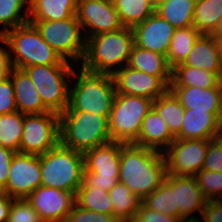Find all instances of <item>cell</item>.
<instances>
[{"instance_id":"cell-43","label":"cell","mask_w":222,"mask_h":222,"mask_svg":"<svg viewBox=\"0 0 222 222\" xmlns=\"http://www.w3.org/2000/svg\"><path fill=\"white\" fill-rule=\"evenodd\" d=\"M15 153L11 149L0 146V192L6 188L9 167Z\"/></svg>"},{"instance_id":"cell-42","label":"cell","mask_w":222,"mask_h":222,"mask_svg":"<svg viewBox=\"0 0 222 222\" xmlns=\"http://www.w3.org/2000/svg\"><path fill=\"white\" fill-rule=\"evenodd\" d=\"M131 222H181V219L168 214L156 212L141 202L139 209L135 213Z\"/></svg>"},{"instance_id":"cell-41","label":"cell","mask_w":222,"mask_h":222,"mask_svg":"<svg viewBox=\"0 0 222 222\" xmlns=\"http://www.w3.org/2000/svg\"><path fill=\"white\" fill-rule=\"evenodd\" d=\"M17 106L14 97L11 78L0 80V115L16 112Z\"/></svg>"},{"instance_id":"cell-39","label":"cell","mask_w":222,"mask_h":222,"mask_svg":"<svg viewBox=\"0 0 222 222\" xmlns=\"http://www.w3.org/2000/svg\"><path fill=\"white\" fill-rule=\"evenodd\" d=\"M65 222H120L109 214L93 212L79 207L76 203L66 217Z\"/></svg>"},{"instance_id":"cell-48","label":"cell","mask_w":222,"mask_h":222,"mask_svg":"<svg viewBox=\"0 0 222 222\" xmlns=\"http://www.w3.org/2000/svg\"><path fill=\"white\" fill-rule=\"evenodd\" d=\"M181 222H203L200 218L182 219Z\"/></svg>"},{"instance_id":"cell-21","label":"cell","mask_w":222,"mask_h":222,"mask_svg":"<svg viewBox=\"0 0 222 222\" xmlns=\"http://www.w3.org/2000/svg\"><path fill=\"white\" fill-rule=\"evenodd\" d=\"M184 65L202 68L217 74L222 79V49L213 35H200L183 62Z\"/></svg>"},{"instance_id":"cell-12","label":"cell","mask_w":222,"mask_h":222,"mask_svg":"<svg viewBox=\"0 0 222 222\" xmlns=\"http://www.w3.org/2000/svg\"><path fill=\"white\" fill-rule=\"evenodd\" d=\"M212 140L175 139L163 152L167 174L194 176L204 164L208 145Z\"/></svg>"},{"instance_id":"cell-49","label":"cell","mask_w":222,"mask_h":222,"mask_svg":"<svg viewBox=\"0 0 222 222\" xmlns=\"http://www.w3.org/2000/svg\"><path fill=\"white\" fill-rule=\"evenodd\" d=\"M219 41H220V45H221V49H222V38Z\"/></svg>"},{"instance_id":"cell-33","label":"cell","mask_w":222,"mask_h":222,"mask_svg":"<svg viewBox=\"0 0 222 222\" xmlns=\"http://www.w3.org/2000/svg\"><path fill=\"white\" fill-rule=\"evenodd\" d=\"M29 22V0H0V35Z\"/></svg>"},{"instance_id":"cell-2","label":"cell","mask_w":222,"mask_h":222,"mask_svg":"<svg viewBox=\"0 0 222 222\" xmlns=\"http://www.w3.org/2000/svg\"><path fill=\"white\" fill-rule=\"evenodd\" d=\"M133 45L132 28L127 27L88 37L80 66L92 73L113 75L127 65Z\"/></svg>"},{"instance_id":"cell-24","label":"cell","mask_w":222,"mask_h":222,"mask_svg":"<svg viewBox=\"0 0 222 222\" xmlns=\"http://www.w3.org/2000/svg\"><path fill=\"white\" fill-rule=\"evenodd\" d=\"M127 66L159 77L168 87L171 83V71L166 56L133 45Z\"/></svg>"},{"instance_id":"cell-30","label":"cell","mask_w":222,"mask_h":222,"mask_svg":"<svg viewBox=\"0 0 222 222\" xmlns=\"http://www.w3.org/2000/svg\"><path fill=\"white\" fill-rule=\"evenodd\" d=\"M152 107L164 119L171 133L176 136L182 128L185 108L175 94L168 89L163 95L153 101Z\"/></svg>"},{"instance_id":"cell-22","label":"cell","mask_w":222,"mask_h":222,"mask_svg":"<svg viewBox=\"0 0 222 222\" xmlns=\"http://www.w3.org/2000/svg\"><path fill=\"white\" fill-rule=\"evenodd\" d=\"M9 77L14 90L17 110L23 114L51 112L44 104L28 74L20 68L12 67Z\"/></svg>"},{"instance_id":"cell-28","label":"cell","mask_w":222,"mask_h":222,"mask_svg":"<svg viewBox=\"0 0 222 222\" xmlns=\"http://www.w3.org/2000/svg\"><path fill=\"white\" fill-rule=\"evenodd\" d=\"M113 216L120 222H131L142 200L123 183L117 182L109 191Z\"/></svg>"},{"instance_id":"cell-14","label":"cell","mask_w":222,"mask_h":222,"mask_svg":"<svg viewBox=\"0 0 222 222\" xmlns=\"http://www.w3.org/2000/svg\"><path fill=\"white\" fill-rule=\"evenodd\" d=\"M76 16L86 39L124 27L112 0H78Z\"/></svg>"},{"instance_id":"cell-37","label":"cell","mask_w":222,"mask_h":222,"mask_svg":"<svg viewBox=\"0 0 222 222\" xmlns=\"http://www.w3.org/2000/svg\"><path fill=\"white\" fill-rule=\"evenodd\" d=\"M194 177L208 200H222V173L201 169Z\"/></svg>"},{"instance_id":"cell-15","label":"cell","mask_w":222,"mask_h":222,"mask_svg":"<svg viewBox=\"0 0 222 222\" xmlns=\"http://www.w3.org/2000/svg\"><path fill=\"white\" fill-rule=\"evenodd\" d=\"M44 222H65L75 204V194L39 186L25 198Z\"/></svg>"},{"instance_id":"cell-26","label":"cell","mask_w":222,"mask_h":222,"mask_svg":"<svg viewBox=\"0 0 222 222\" xmlns=\"http://www.w3.org/2000/svg\"><path fill=\"white\" fill-rule=\"evenodd\" d=\"M155 12L176 29L193 26L196 0H154Z\"/></svg>"},{"instance_id":"cell-32","label":"cell","mask_w":222,"mask_h":222,"mask_svg":"<svg viewBox=\"0 0 222 222\" xmlns=\"http://www.w3.org/2000/svg\"><path fill=\"white\" fill-rule=\"evenodd\" d=\"M200 35L194 26L175 29L166 55L171 69L185 61Z\"/></svg>"},{"instance_id":"cell-36","label":"cell","mask_w":222,"mask_h":222,"mask_svg":"<svg viewBox=\"0 0 222 222\" xmlns=\"http://www.w3.org/2000/svg\"><path fill=\"white\" fill-rule=\"evenodd\" d=\"M142 202L156 212L179 219V207H176L175 190L166 180Z\"/></svg>"},{"instance_id":"cell-47","label":"cell","mask_w":222,"mask_h":222,"mask_svg":"<svg viewBox=\"0 0 222 222\" xmlns=\"http://www.w3.org/2000/svg\"><path fill=\"white\" fill-rule=\"evenodd\" d=\"M212 35L215 36L218 40L222 38V16L219 18L216 31Z\"/></svg>"},{"instance_id":"cell-18","label":"cell","mask_w":222,"mask_h":222,"mask_svg":"<svg viewBox=\"0 0 222 222\" xmlns=\"http://www.w3.org/2000/svg\"><path fill=\"white\" fill-rule=\"evenodd\" d=\"M165 180L175 190L176 207H179V219L200 218L208 199L199 188L195 177L166 174ZM197 213L200 217L194 215Z\"/></svg>"},{"instance_id":"cell-1","label":"cell","mask_w":222,"mask_h":222,"mask_svg":"<svg viewBox=\"0 0 222 222\" xmlns=\"http://www.w3.org/2000/svg\"><path fill=\"white\" fill-rule=\"evenodd\" d=\"M166 174L163 153L135 144H124L121 147L119 182L141 200L162 184Z\"/></svg>"},{"instance_id":"cell-38","label":"cell","mask_w":222,"mask_h":222,"mask_svg":"<svg viewBox=\"0 0 222 222\" xmlns=\"http://www.w3.org/2000/svg\"><path fill=\"white\" fill-rule=\"evenodd\" d=\"M8 222H44L26 199H13Z\"/></svg>"},{"instance_id":"cell-27","label":"cell","mask_w":222,"mask_h":222,"mask_svg":"<svg viewBox=\"0 0 222 222\" xmlns=\"http://www.w3.org/2000/svg\"><path fill=\"white\" fill-rule=\"evenodd\" d=\"M170 86L222 87V79L215 73L182 63L172 68Z\"/></svg>"},{"instance_id":"cell-3","label":"cell","mask_w":222,"mask_h":222,"mask_svg":"<svg viewBox=\"0 0 222 222\" xmlns=\"http://www.w3.org/2000/svg\"><path fill=\"white\" fill-rule=\"evenodd\" d=\"M76 69L71 78L69 104L65 111H83L99 116H110L116 95L112 75L92 73L81 66H77Z\"/></svg>"},{"instance_id":"cell-44","label":"cell","mask_w":222,"mask_h":222,"mask_svg":"<svg viewBox=\"0 0 222 222\" xmlns=\"http://www.w3.org/2000/svg\"><path fill=\"white\" fill-rule=\"evenodd\" d=\"M200 219L203 222H222V200H208Z\"/></svg>"},{"instance_id":"cell-6","label":"cell","mask_w":222,"mask_h":222,"mask_svg":"<svg viewBox=\"0 0 222 222\" xmlns=\"http://www.w3.org/2000/svg\"><path fill=\"white\" fill-rule=\"evenodd\" d=\"M41 186L52 187L76 195L84 178V155L59 143L40 155Z\"/></svg>"},{"instance_id":"cell-40","label":"cell","mask_w":222,"mask_h":222,"mask_svg":"<svg viewBox=\"0 0 222 222\" xmlns=\"http://www.w3.org/2000/svg\"><path fill=\"white\" fill-rule=\"evenodd\" d=\"M202 169L222 173V137L209 143Z\"/></svg>"},{"instance_id":"cell-7","label":"cell","mask_w":222,"mask_h":222,"mask_svg":"<svg viewBox=\"0 0 222 222\" xmlns=\"http://www.w3.org/2000/svg\"><path fill=\"white\" fill-rule=\"evenodd\" d=\"M152 103L144 97L116 93L108 119L111 140L134 144Z\"/></svg>"},{"instance_id":"cell-11","label":"cell","mask_w":222,"mask_h":222,"mask_svg":"<svg viewBox=\"0 0 222 222\" xmlns=\"http://www.w3.org/2000/svg\"><path fill=\"white\" fill-rule=\"evenodd\" d=\"M60 143V116L54 112L25 114L19 152L42 155Z\"/></svg>"},{"instance_id":"cell-31","label":"cell","mask_w":222,"mask_h":222,"mask_svg":"<svg viewBox=\"0 0 222 222\" xmlns=\"http://www.w3.org/2000/svg\"><path fill=\"white\" fill-rule=\"evenodd\" d=\"M222 16V0H196L193 26L201 35H212Z\"/></svg>"},{"instance_id":"cell-20","label":"cell","mask_w":222,"mask_h":222,"mask_svg":"<svg viewBox=\"0 0 222 222\" xmlns=\"http://www.w3.org/2000/svg\"><path fill=\"white\" fill-rule=\"evenodd\" d=\"M176 139L215 140L222 137V122L209 111L185 109L182 128Z\"/></svg>"},{"instance_id":"cell-34","label":"cell","mask_w":222,"mask_h":222,"mask_svg":"<svg viewBox=\"0 0 222 222\" xmlns=\"http://www.w3.org/2000/svg\"><path fill=\"white\" fill-rule=\"evenodd\" d=\"M75 203L86 210L113 215V205L108 191L86 187L83 183L75 195Z\"/></svg>"},{"instance_id":"cell-25","label":"cell","mask_w":222,"mask_h":222,"mask_svg":"<svg viewBox=\"0 0 222 222\" xmlns=\"http://www.w3.org/2000/svg\"><path fill=\"white\" fill-rule=\"evenodd\" d=\"M78 0H29V21L65 20L76 15Z\"/></svg>"},{"instance_id":"cell-16","label":"cell","mask_w":222,"mask_h":222,"mask_svg":"<svg viewBox=\"0 0 222 222\" xmlns=\"http://www.w3.org/2000/svg\"><path fill=\"white\" fill-rule=\"evenodd\" d=\"M112 77L117 94L140 96L154 101L169 89L159 77L127 65L116 71Z\"/></svg>"},{"instance_id":"cell-17","label":"cell","mask_w":222,"mask_h":222,"mask_svg":"<svg viewBox=\"0 0 222 222\" xmlns=\"http://www.w3.org/2000/svg\"><path fill=\"white\" fill-rule=\"evenodd\" d=\"M175 29L168 21L154 12L142 23L132 28L134 45L166 56Z\"/></svg>"},{"instance_id":"cell-5","label":"cell","mask_w":222,"mask_h":222,"mask_svg":"<svg viewBox=\"0 0 222 222\" xmlns=\"http://www.w3.org/2000/svg\"><path fill=\"white\" fill-rule=\"evenodd\" d=\"M60 143L80 153L111 140L109 116L83 111H64L60 115Z\"/></svg>"},{"instance_id":"cell-8","label":"cell","mask_w":222,"mask_h":222,"mask_svg":"<svg viewBox=\"0 0 222 222\" xmlns=\"http://www.w3.org/2000/svg\"><path fill=\"white\" fill-rule=\"evenodd\" d=\"M74 67L76 65H36L22 69L32 80L43 104L51 112L60 115L69 104V87Z\"/></svg>"},{"instance_id":"cell-13","label":"cell","mask_w":222,"mask_h":222,"mask_svg":"<svg viewBox=\"0 0 222 222\" xmlns=\"http://www.w3.org/2000/svg\"><path fill=\"white\" fill-rule=\"evenodd\" d=\"M42 184L40 155L16 152L12 158L6 188L13 199H25Z\"/></svg>"},{"instance_id":"cell-29","label":"cell","mask_w":222,"mask_h":222,"mask_svg":"<svg viewBox=\"0 0 222 222\" xmlns=\"http://www.w3.org/2000/svg\"><path fill=\"white\" fill-rule=\"evenodd\" d=\"M124 27L133 28L155 12L154 0H112Z\"/></svg>"},{"instance_id":"cell-35","label":"cell","mask_w":222,"mask_h":222,"mask_svg":"<svg viewBox=\"0 0 222 222\" xmlns=\"http://www.w3.org/2000/svg\"><path fill=\"white\" fill-rule=\"evenodd\" d=\"M24 115L19 111L0 115V146L19 152Z\"/></svg>"},{"instance_id":"cell-23","label":"cell","mask_w":222,"mask_h":222,"mask_svg":"<svg viewBox=\"0 0 222 222\" xmlns=\"http://www.w3.org/2000/svg\"><path fill=\"white\" fill-rule=\"evenodd\" d=\"M175 139L164 119L152 107L143 119L134 144L163 153Z\"/></svg>"},{"instance_id":"cell-45","label":"cell","mask_w":222,"mask_h":222,"mask_svg":"<svg viewBox=\"0 0 222 222\" xmlns=\"http://www.w3.org/2000/svg\"><path fill=\"white\" fill-rule=\"evenodd\" d=\"M11 69H12V64L10 61L7 43L4 37L0 35V80L8 78Z\"/></svg>"},{"instance_id":"cell-10","label":"cell","mask_w":222,"mask_h":222,"mask_svg":"<svg viewBox=\"0 0 222 222\" xmlns=\"http://www.w3.org/2000/svg\"><path fill=\"white\" fill-rule=\"evenodd\" d=\"M123 143L110 141L86 151L84 178L86 187L109 191L119 181L120 154Z\"/></svg>"},{"instance_id":"cell-46","label":"cell","mask_w":222,"mask_h":222,"mask_svg":"<svg viewBox=\"0 0 222 222\" xmlns=\"http://www.w3.org/2000/svg\"><path fill=\"white\" fill-rule=\"evenodd\" d=\"M12 201L13 198L4 192H0V222H8Z\"/></svg>"},{"instance_id":"cell-4","label":"cell","mask_w":222,"mask_h":222,"mask_svg":"<svg viewBox=\"0 0 222 222\" xmlns=\"http://www.w3.org/2000/svg\"><path fill=\"white\" fill-rule=\"evenodd\" d=\"M2 36L7 43L12 67L74 65L65 61L30 22L8 30Z\"/></svg>"},{"instance_id":"cell-19","label":"cell","mask_w":222,"mask_h":222,"mask_svg":"<svg viewBox=\"0 0 222 222\" xmlns=\"http://www.w3.org/2000/svg\"><path fill=\"white\" fill-rule=\"evenodd\" d=\"M185 109L209 111L222 122V87L170 86Z\"/></svg>"},{"instance_id":"cell-9","label":"cell","mask_w":222,"mask_h":222,"mask_svg":"<svg viewBox=\"0 0 222 222\" xmlns=\"http://www.w3.org/2000/svg\"><path fill=\"white\" fill-rule=\"evenodd\" d=\"M29 22L65 61L77 66L82 63L87 39L76 15L65 20Z\"/></svg>"}]
</instances>
